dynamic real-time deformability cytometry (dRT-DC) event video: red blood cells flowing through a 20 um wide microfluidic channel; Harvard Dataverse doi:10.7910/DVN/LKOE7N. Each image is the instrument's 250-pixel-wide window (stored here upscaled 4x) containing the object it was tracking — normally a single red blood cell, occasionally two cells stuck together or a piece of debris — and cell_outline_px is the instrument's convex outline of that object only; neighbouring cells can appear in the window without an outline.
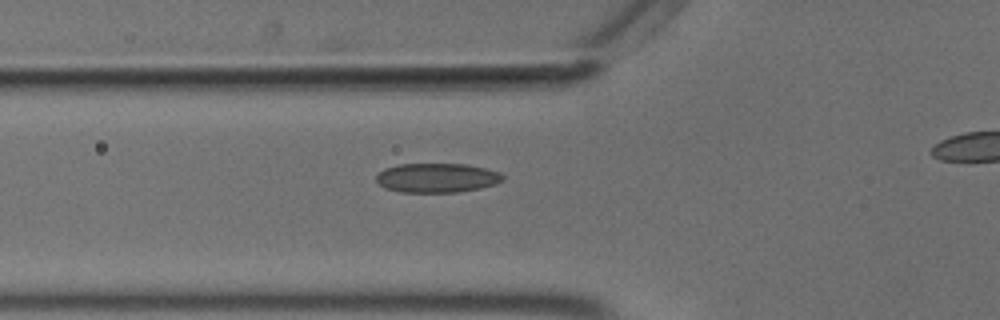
{"species": "common noctule bat (a hibernating species)", "species_latin": "Nyctalus noctula", "temperature_condition": "cold", "stored_images_in_passage": 32, "camera_frame_rate_fps": 3000, "um_per_image_px": 0.085, "animal": {"sex": "male", "body_mass_g": 18.8}, "frame": {"image": 1, "passage_image": 3, "time_ms": 0.667, "image_size_px": [1000, 320], "cell_outline_px": [[504, 180], [496, 184], [480, 188], [460, 192], [400, 192], [384, 188], [376, 180], [376, 176], [384, 168], [400, 164], [468, 164], [500, 172], [504, 176]], "centroid_in_image_um": [37.16, 15.12], "position_along_channel_um": 88.6, "area_um2": 21.73}}
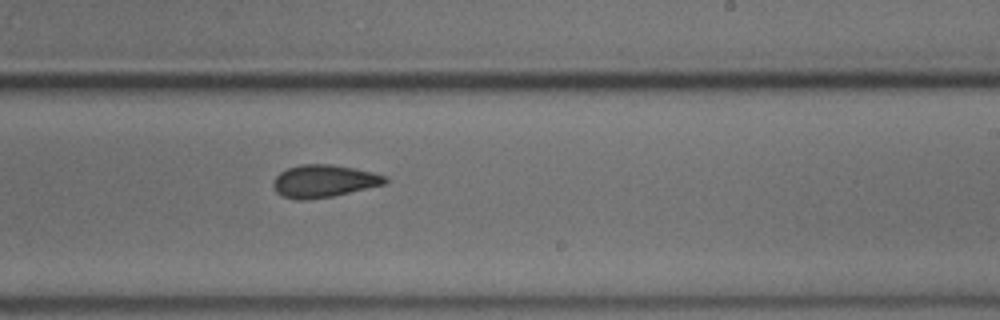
{"frame": {"image": 2, "passage_image": 17, "time_ms": 5.333, "image_size_px": [1000, 320], "cell_outline_px": [[388, 180], [384, 184], [332, 196], [304, 200], [296, 200], [284, 196], [276, 192], [272, 184], [272, 180], [280, 172], [288, 168], [300, 164], [332, 164], [372, 172], [388, 176]], "centroid_in_image_um": [27.49, 15.38], "position_along_channel_um": 261.5, "area_um2": 21.1}}
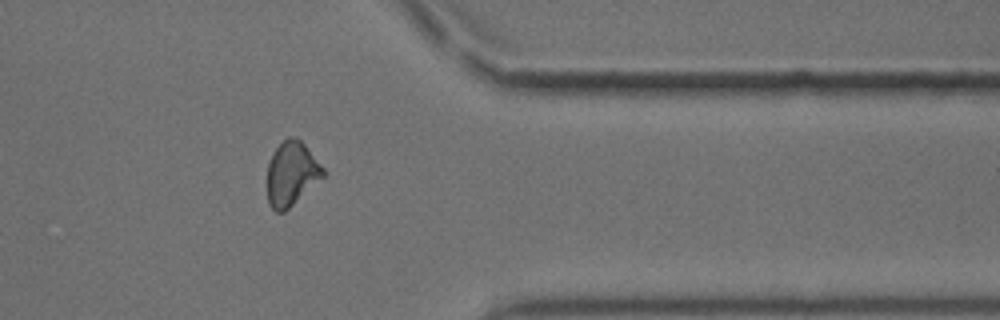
{"frame": {"image": 3, "passage_image": 28, "time_ms": 9.0, "image_size_px": [1000, 320], "cell_outline_px": [[324, 176], [284, 212], [276, 212], [268, 204], [268, 164], [276, 148], [288, 136], [292, 136], [300, 140], [304, 144], [324, 168]], "centroid_in_image_um": [24.77, 14.76], "position_along_channel_um": 386.6, "area_um2": 20.46}}